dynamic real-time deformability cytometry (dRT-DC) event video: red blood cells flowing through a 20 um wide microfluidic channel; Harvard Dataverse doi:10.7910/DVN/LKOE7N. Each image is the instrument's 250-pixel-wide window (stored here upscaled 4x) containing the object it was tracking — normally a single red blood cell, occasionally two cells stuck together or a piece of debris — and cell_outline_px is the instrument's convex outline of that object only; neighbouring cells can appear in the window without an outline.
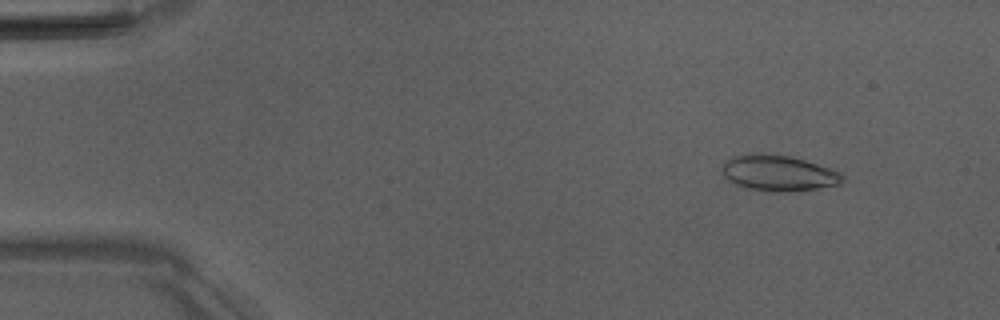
{"species": "Egyptian fruit bat (a non-hibernating species)", "species_latin": "Rousettus aegyptiacus", "temperature_condition": "room temperature", "stored_images_in_passage": 52, "camera_frame_rate_fps": 3000, "um_per_image_px": 0.085, "animal": {"sex": "male"}, "frame": {"image": 1, "passage_image": 6, "time_ms": 1.667, "image_size_px": [1000, 320], "cell_outline_px": [[844, 180], [840, 184], [816, 188], [748, 188], [736, 184], [728, 180], [724, 176], [724, 164], [732, 156], [788, 156], [804, 160], [840, 172], [844, 176]], "centroid_in_image_um": [66.22, 14.69], "position_along_channel_um": 18.8, "area_um2": 22.83}}
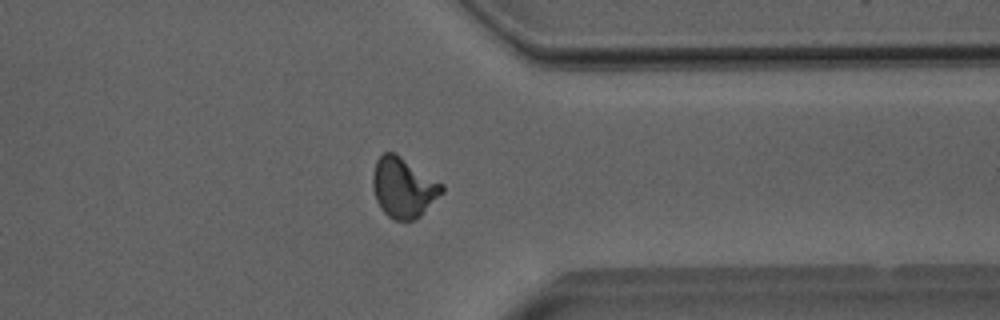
{"frame": {"image": 2, "passage_image": 41, "time_ms": 13.333, "image_size_px": [1000, 320], "cell_outline_px": [[444, 192], [420, 216], [412, 220], [392, 220], [380, 208], [376, 200], [372, 188], [372, 176], [376, 160], [384, 152], [396, 152], [444, 184]], "centroid_in_image_um": [34.29, 15.93], "position_along_channel_um": 377.1, "area_um2": 24.51}}
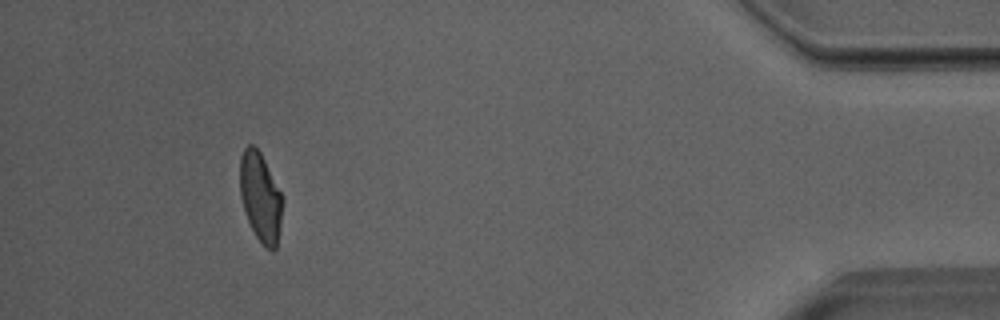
{"frame": {"image": 3, "passage_image": 48, "time_ms": 15.667, "image_size_px": [1000, 320], "cell_outline_px": [[284, 200], [276, 248], [272, 252], [256, 236], [248, 220], [240, 196], [240, 156], [244, 148], [248, 144], [252, 144], [260, 152]], "centroid_in_image_um": [22.13, 16.74], "position_along_channel_um": 413.1, "area_um2": 21.73}, "authors_computed_cell_mechanics": {"area_um2": 23.2356, "velocity_mm_per_s": 3.9935, "shape_relaxation_time_tau1_ms": 5.747, "shape_relaxation_time_tau2_ms": 1.7906, "deformation_change_tau1": 0.1971, "deformation_change_tau2": 0.0904}}